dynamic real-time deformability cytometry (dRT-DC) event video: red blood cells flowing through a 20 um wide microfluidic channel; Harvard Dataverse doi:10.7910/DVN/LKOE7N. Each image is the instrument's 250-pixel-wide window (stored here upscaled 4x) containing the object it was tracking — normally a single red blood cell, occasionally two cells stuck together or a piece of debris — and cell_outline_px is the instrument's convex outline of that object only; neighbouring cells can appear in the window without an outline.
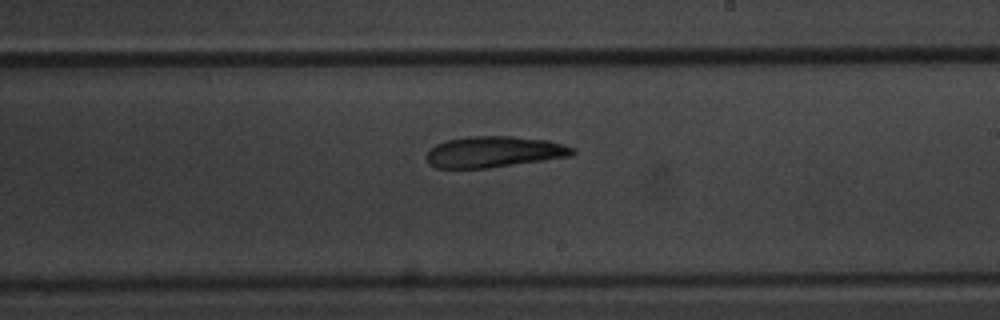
{"species": "common noctule bat (a hibernating species)", "species_latin": "Nyctalus noctula", "temperature_condition": "warm", "stored_images_in_passage": 10, "camera_frame_rate_fps": 3000, "um_per_image_px": 0.085, "animal": {"sex": "male", "body_mass_g": 20.1, "forearm_length_mm": 53.5}, "frame": {"image": 1, "passage_image": 10, "time_ms": 12.333, "image_size_px": [1000, 320], "cell_outline_px": [[576, 152], [572, 156], [544, 160], [484, 168], [436, 168], [428, 164], [428, 152], [436, 144], [448, 140], [468, 136], [512, 136], [548, 140], [564, 144], [572, 148]], "centroid_in_image_um": [42.01, 12.9], "position_along_channel_um": 247.0, "area_um2": 26.24}}